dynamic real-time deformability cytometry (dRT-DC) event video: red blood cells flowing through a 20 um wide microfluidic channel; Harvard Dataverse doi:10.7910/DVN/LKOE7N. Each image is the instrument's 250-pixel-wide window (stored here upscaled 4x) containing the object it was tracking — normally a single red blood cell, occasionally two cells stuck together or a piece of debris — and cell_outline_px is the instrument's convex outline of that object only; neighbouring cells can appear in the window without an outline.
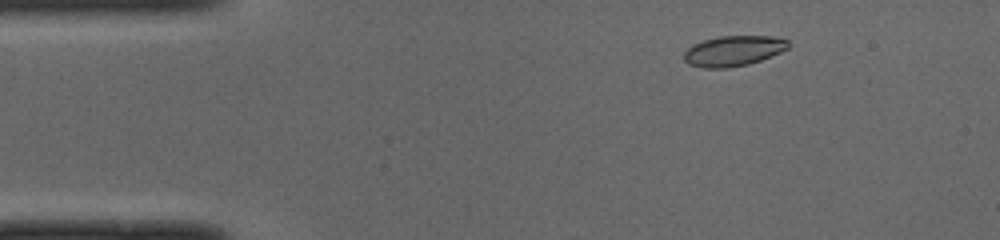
{"species": "common noctule bat (a hibernating species)", "species_latin": "Nyctalus noctula", "temperature_condition": "cold", "stored_images_in_passage": 33, "camera_frame_rate_fps": 3000, "um_per_image_px": 0.085, "animal": {"sex": "male", "body_mass_g": 19.0, "forearm_length_mm": 50.8}, "frame": {"image": 1, "passage_image": 2, "time_ms": 0.333, "image_size_px": [1000, 240], "cell_outline_px": [[784, 40], [780, 48], [776, 52], [768, 56], [756, 60], [740, 64], [696, 64], [688, 52], [692, 48], [700, 44], [712, 40], [732, 36], [756, 36]], "centroid_in_image_um": [62.45, 4.25], "position_along_channel_um": 22.6, "area_um2": 14.57}}
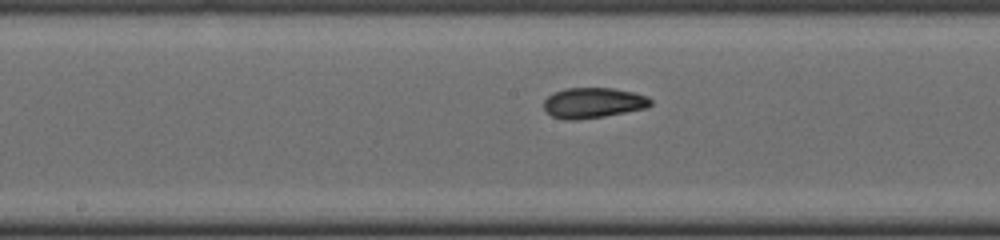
{"frame": {"image": 2, "passage_image": 20, "time_ms": 6.333, "image_size_px": [1000, 240], "cell_outline_px": [[648, 104], [636, 108], [596, 116], [556, 116], [548, 108], [548, 100], [552, 96], [560, 92], [580, 88], [600, 88], [624, 92], [640, 96], [648, 100]], "centroid_in_image_um": [50.41, 8.69], "position_along_channel_um": 197.8, "area_um2": 15.43}}
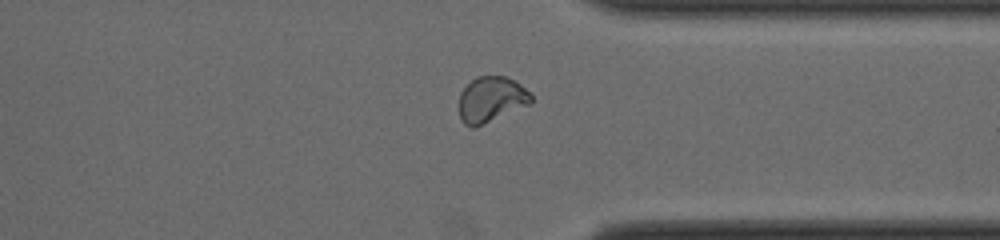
{"frame": {"image": 3, "passage_image": 33, "time_ms": 10.667, "image_size_px": [1000, 240], "cell_outline_px": [[532, 100], [480, 124], [472, 124], [464, 120], [484, 76], [500, 76], [516, 84], [528, 92], [532, 96]], "centroid_in_image_um": [42.13, 8.44], "position_along_channel_um": 369.3, "area_um2": 13.76}, "authors_computed_cell_mechanics": {"area_um2": 15.2014, "velocity_mm_per_s": 4.0234, "shape_relaxation_time_tau1_ms": 1.6618, "shape_relaxation_time_tau2_ms": 1.735, "deformation_change_tau1": 0.1242, "deformation_change_tau2": 0.0725}}